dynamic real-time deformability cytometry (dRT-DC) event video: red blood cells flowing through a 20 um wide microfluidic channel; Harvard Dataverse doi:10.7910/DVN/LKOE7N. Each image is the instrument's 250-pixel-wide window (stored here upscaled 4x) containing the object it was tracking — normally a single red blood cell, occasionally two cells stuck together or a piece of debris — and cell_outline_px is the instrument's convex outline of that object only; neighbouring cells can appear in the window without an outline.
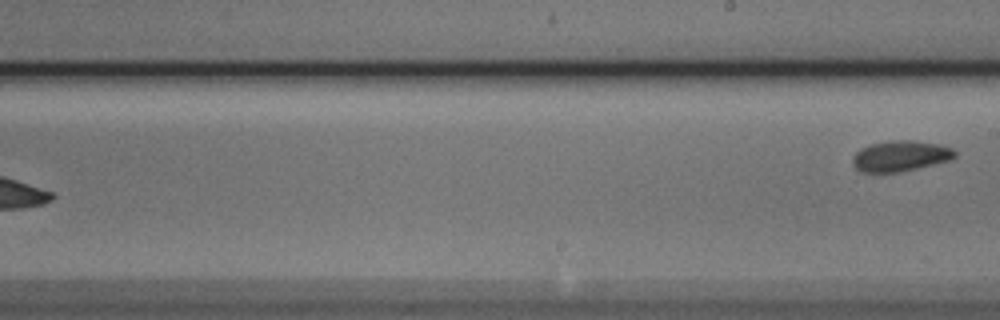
{"species": "Egyptian fruit bat (a non-hibernating species)", "species_latin": "Rousettus aegyptiacus", "temperature_condition": "cold", "stored_images_in_passage": 7, "segment_of_instrument_passage": [2, 2], "camera_frame_rate_fps": 3000, "um_per_image_px": 0.085, "animal": {"sex": "male"}, "frame": {"image": 1, "passage_image": 7, "time_ms": 2.0, "image_size_px": [1000, 320], "cell_outline_px": [[956, 156], [948, 160], [916, 168], [896, 172], [860, 172], [852, 164], [852, 160], [856, 152], [860, 148], [872, 144], [892, 140], [912, 140], [940, 144], [952, 148], [956, 152]], "centroid_in_image_um": [76.51, 13.25], "position_along_channel_um": 212.5, "area_um2": 18.09}}